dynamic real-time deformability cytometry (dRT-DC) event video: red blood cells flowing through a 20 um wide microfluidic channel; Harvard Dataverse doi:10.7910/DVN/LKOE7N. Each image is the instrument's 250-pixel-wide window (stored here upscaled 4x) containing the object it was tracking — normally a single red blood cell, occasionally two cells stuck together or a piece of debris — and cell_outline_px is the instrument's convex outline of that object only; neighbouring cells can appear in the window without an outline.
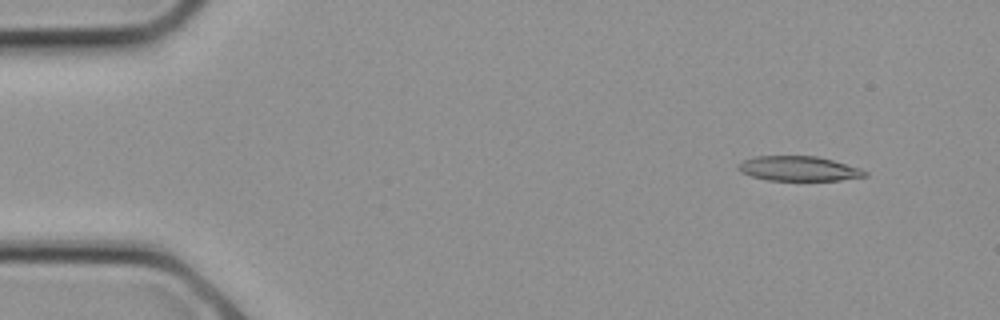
{"species": "common noctule bat (a hibernating species)", "species_latin": "Nyctalus noctula", "temperature_condition": "cold", "stored_images_in_passage": 6, "camera_frame_rate_fps": 3000, "um_per_image_px": 0.085, "animal": {"sex": "female", "body_mass_g": 21.9}, "frame": {"image": 1, "passage_image": 1, "time_ms": 0.0, "image_size_px": [1000, 320], "cell_outline_px": [[868, 176], [840, 180], [768, 180], [752, 176], [740, 172], [736, 168], [736, 164], [744, 160], [756, 156], [816, 156], [832, 160], [860, 168], [868, 172]], "centroid_in_image_um": [67.87, 14.33], "position_along_channel_um": 17.1, "area_um2": 18.26}}
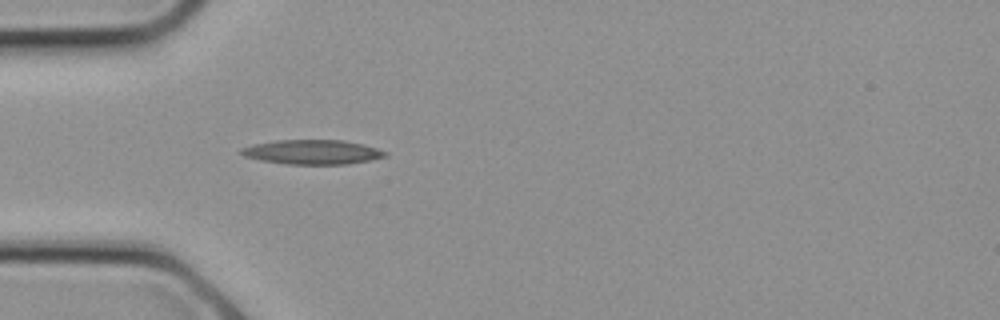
{"frame": {"image": 2, "passage_image": 6, "time_ms": 1.667, "image_size_px": [1000, 320], "cell_outline_px": [[388, 156], [348, 164], [284, 164], [260, 160], [244, 156], [236, 152], [240, 148], [252, 144], [276, 140], [344, 140], [364, 144], [388, 152]], "centroid_in_image_um": [26.5, 12.92], "position_along_channel_um": 58.5, "area_um2": 20.75}}